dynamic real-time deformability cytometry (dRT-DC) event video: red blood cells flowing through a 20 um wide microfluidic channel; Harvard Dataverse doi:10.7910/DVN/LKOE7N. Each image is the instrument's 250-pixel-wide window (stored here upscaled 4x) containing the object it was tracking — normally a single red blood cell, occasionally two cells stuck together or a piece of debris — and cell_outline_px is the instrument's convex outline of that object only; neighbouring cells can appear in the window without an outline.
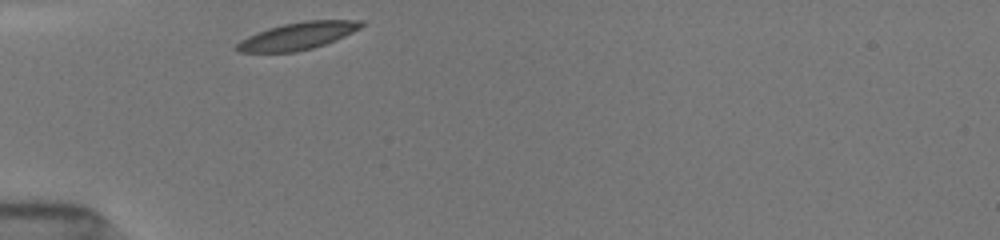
{"species": "common noctule bat (a hibernating species)", "species_latin": "Nyctalus noctula", "temperature_condition": "room temperature", "stored_images_in_passage": 1, "camera_frame_rate_fps": 3000, "um_per_image_px": 0.085, "animal": {"sex": "female", "body_mass_g": 19.5, "forearm_length_mm": 54.1}, "frame": {"image": 1, "passage_image": 1, "time_ms": 0.0, "image_size_px": [1000, 240], "cell_outline_px": [[364, 24], [360, 28], [336, 40], [312, 48], [296, 52], [236, 52], [232, 48], [240, 40], [256, 32], [268, 28], [284, 24], [304, 20], [360, 20]], "centroid_in_image_um": [25.25, 3.06], "position_along_channel_um": 59.8, "area_um2": 19.83}}